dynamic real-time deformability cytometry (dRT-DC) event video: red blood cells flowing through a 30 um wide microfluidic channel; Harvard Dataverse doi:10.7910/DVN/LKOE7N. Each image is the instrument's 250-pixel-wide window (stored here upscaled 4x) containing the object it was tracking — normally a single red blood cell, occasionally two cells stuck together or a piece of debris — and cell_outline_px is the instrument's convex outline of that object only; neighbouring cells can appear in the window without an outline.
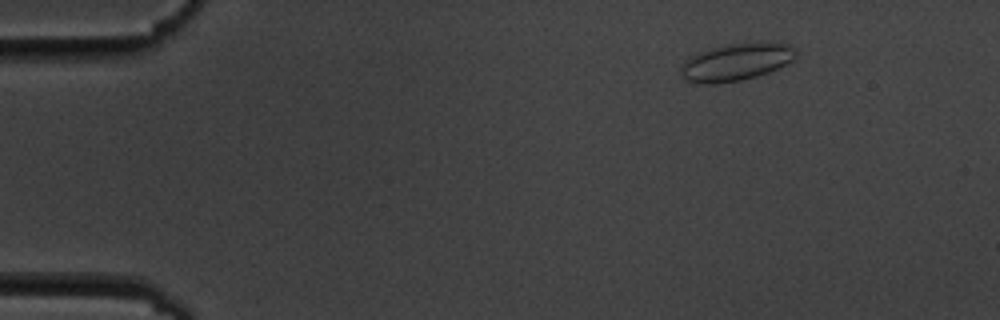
{"species": "common noctule bat (a hibernating species)", "species_latin": "Nyctalus noctula", "temperature_condition": "cold", "stored_images_in_passage": 6, "camera_frame_rate_fps": 3000, "um_per_image_px": 0.085, "animal": {"sex": "male", "body_mass_g": 19.5, "forearm_length_mm": 54.6}, "frame": {"image": 1, "passage_image": 2, "time_ms": 1.333, "image_size_px": [1000, 320], "cell_outline_px": [[796, 56], [792, 60], [768, 72], [756, 76], [740, 80], [716, 84], [704, 84], [684, 80], [680, 72], [680, 68], [684, 60], [700, 52], [712, 48], [744, 40], [760, 40], [792, 44], [796, 48]], "centroid_in_image_um": [62.6, 5.23], "position_along_channel_um": 22.4, "area_um2": 25.61}}
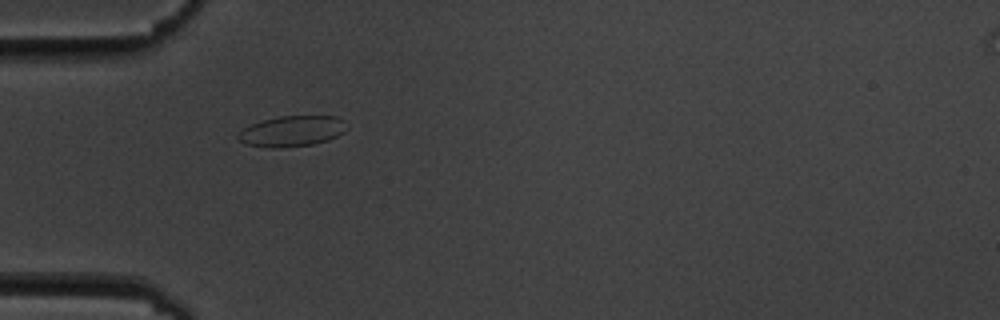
{"frame": {"image": 2, "passage_image": 5, "time_ms": 4.667, "image_size_px": [1000, 320], "cell_outline_px": [[348, 128], [344, 132], [328, 140], [312, 144], [280, 148], [272, 148], [244, 144], [236, 136], [244, 128], [252, 124], [264, 120], [280, 116], [336, 116], [344, 120]], "centroid_in_image_um": [24.84, 11.15], "position_along_channel_um": 60.2, "area_um2": 19.36}}